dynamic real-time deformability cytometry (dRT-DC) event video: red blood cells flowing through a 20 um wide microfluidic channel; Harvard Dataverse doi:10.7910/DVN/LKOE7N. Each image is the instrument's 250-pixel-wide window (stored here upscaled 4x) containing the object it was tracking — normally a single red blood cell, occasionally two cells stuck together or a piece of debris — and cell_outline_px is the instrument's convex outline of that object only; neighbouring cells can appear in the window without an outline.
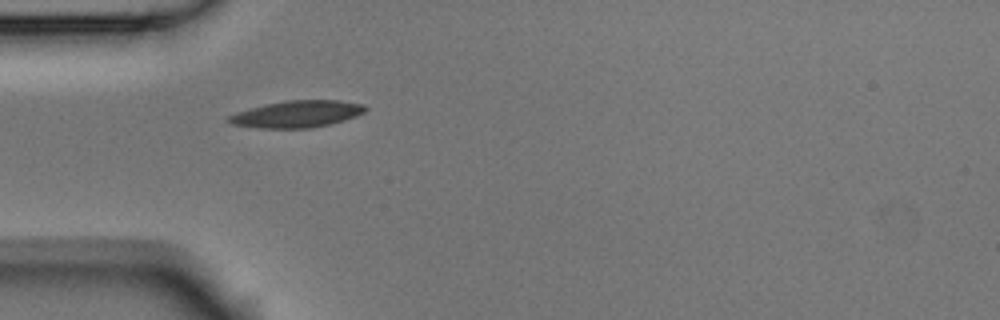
{"species": "Egyptian fruit bat (a non-hibernating species)", "species_latin": "Rousettus aegyptiacus", "temperature_condition": "room temperature", "stored_images_in_passage": 1, "camera_frame_rate_fps": 3000, "um_per_image_px": 0.085, "animal": {"sex": "male"}, "frame": {"image": 1, "passage_image": 1, "time_ms": 0.0, "image_size_px": [1000, 320], "cell_outline_px": [[368, 108], [364, 112], [356, 116], [344, 120], [312, 128], [260, 128], [232, 124], [224, 120], [228, 116], [236, 112], [268, 104], [288, 100], [336, 100], [364, 104]], "centroid_in_image_um": [25.24, 9.7], "position_along_channel_um": 59.8, "area_um2": 21.21}}